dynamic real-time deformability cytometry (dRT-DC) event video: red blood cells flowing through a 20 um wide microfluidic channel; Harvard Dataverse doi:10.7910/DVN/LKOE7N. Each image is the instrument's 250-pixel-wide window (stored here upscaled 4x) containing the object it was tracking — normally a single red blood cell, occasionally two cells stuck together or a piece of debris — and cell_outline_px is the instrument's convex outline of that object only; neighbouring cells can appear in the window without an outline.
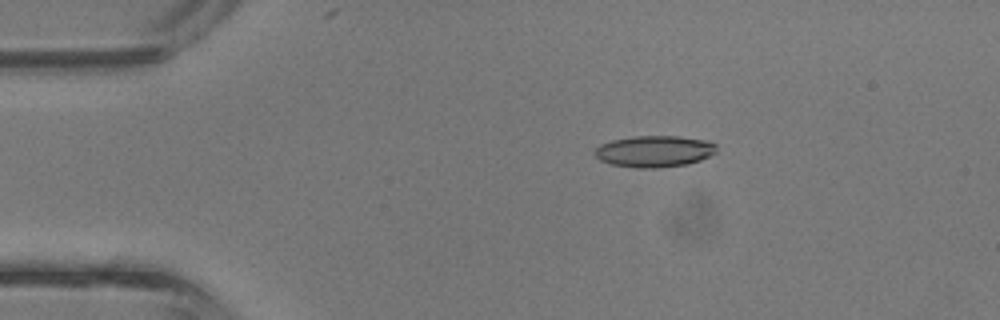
{"species": "common noctule bat (a hibernating species)", "species_latin": "Nyctalus noctula", "temperature_condition": "room temperature", "stored_images_in_passage": 3, "camera_frame_rate_fps": 3000, "um_per_image_px": 0.085, "animal": {"sex": "male", "body_mass_g": 13.3}, "frame": {"image": 1, "passage_image": 2, "time_ms": 0.333, "image_size_px": [1000, 320], "cell_outline_px": [[716, 152], [700, 160], [688, 164], [656, 168], [636, 168], [612, 164], [600, 160], [592, 152], [600, 144], [612, 140], [632, 136], [680, 136], [708, 140], [716, 144]], "centroid_in_image_um": [55.62, 12.85], "position_along_channel_um": 29.4, "area_um2": 22.48}}